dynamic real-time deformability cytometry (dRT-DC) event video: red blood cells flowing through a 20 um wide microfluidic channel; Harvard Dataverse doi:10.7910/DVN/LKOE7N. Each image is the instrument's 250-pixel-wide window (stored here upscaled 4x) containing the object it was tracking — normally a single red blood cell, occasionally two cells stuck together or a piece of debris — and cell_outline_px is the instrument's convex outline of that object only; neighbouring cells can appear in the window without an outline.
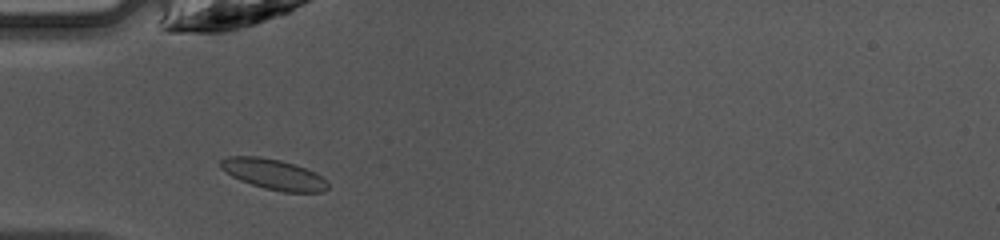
{"species": "common noctule bat (a hibernating species)", "species_latin": "Nyctalus noctula", "temperature_condition": "warm", "stored_images_in_passage": 34, "camera_frame_rate_fps": 3000, "um_per_image_px": 0.085, "animal": {"sex": "female", "body_mass_g": 10.0, "forearm_length_mm": 53.1}, "frame": {"image": 1, "passage_image": 2, "time_ms": 0.333, "image_size_px": [1000, 240], "cell_outline_px": [[328, 188], [324, 192], [284, 192], [264, 188], [240, 180], [232, 176], [220, 168], [220, 160], [228, 156], [260, 156], [280, 160], [316, 172], [328, 184]], "centroid_in_image_um": [23.24, 14.81], "position_along_channel_um": 61.8, "area_um2": 18.9}}
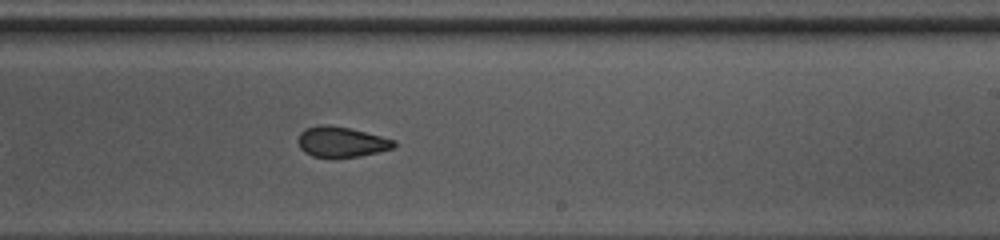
{"frame": {"image": 2, "passage_image": 16, "time_ms": 5.0, "image_size_px": [1000, 240], "cell_outline_px": [[396, 148], [360, 156], [312, 156], [304, 152], [300, 148], [296, 140], [300, 132], [304, 128], [320, 124], [328, 124], [348, 128], [396, 140]], "centroid_in_image_um": [28.99, 12.04], "position_along_channel_um": 260.0, "area_um2": 16.94}}
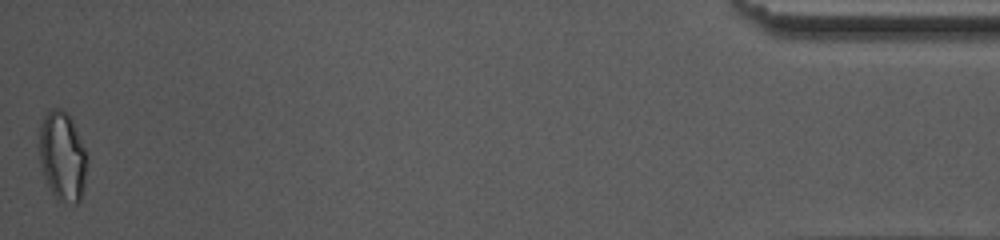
{"frame": {"image": 3, "passage_image": 34, "time_ms": 11.0, "image_size_px": [1000, 240], "cell_outline_px": [[88, 160], [84, 184], [80, 200], [76, 204], [72, 204], [56, 200], [44, 176], [40, 160], [40, 124], [44, 116], [52, 108], [64, 108], [72, 120], [88, 152]], "centroid_in_image_um": [5.34, 13.27], "position_along_channel_um": 429.9, "area_um2": 25.14}, "authors_computed_cell_mechanics": {"area_um2": 17.7446, "velocity_mm_per_s": 4.2797, "shape_relaxation_time_tau1_ms": null, "shape_relaxation_time_tau2_ms": 1.1343, "deformation_change_tau1": null, "deformation_change_tau2": 0.0593}}